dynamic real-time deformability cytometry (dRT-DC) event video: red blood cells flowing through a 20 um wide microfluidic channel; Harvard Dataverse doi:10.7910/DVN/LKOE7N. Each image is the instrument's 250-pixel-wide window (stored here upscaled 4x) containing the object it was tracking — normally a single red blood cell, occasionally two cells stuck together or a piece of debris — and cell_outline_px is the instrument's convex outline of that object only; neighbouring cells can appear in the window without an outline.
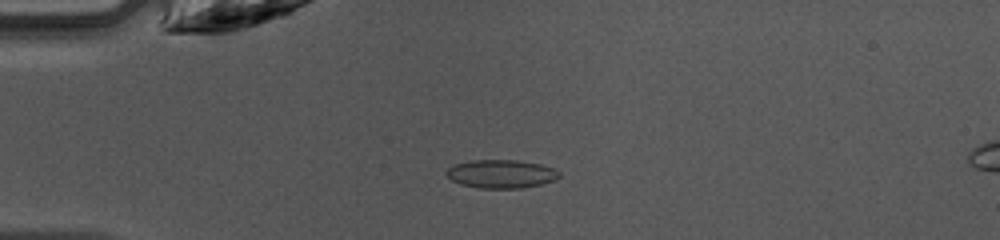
{"species": "common noctule bat (a hibernating species)", "species_latin": "Nyctalus noctula", "temperature_condition": "warm", "stored_images_in_passage": 47, "camera_frame_rate_fps": 3000, "um_per_image_px": 0.085, "animal": {"sex": "female", "body_mass_g": 10.0, "forearm_length_mm": 53.1}, "frame": {"image": 1, "passage_image": 12, "time_ms": 3.667, "image_size_px": [1000, 240], "cell_outline_px": [[560, 176], [556, 180], [540, 184], [520, 188], [480, 188], [460, 184], [452, 180], [444, 172], [452, 164], [472, 160], [516, 160], [540, 164], [556, 168], [560, 172]], "centroid_in_image_um": [42.6, 14.77], "position_along_channel_um": 42.4, "area_um2": 18.79}}
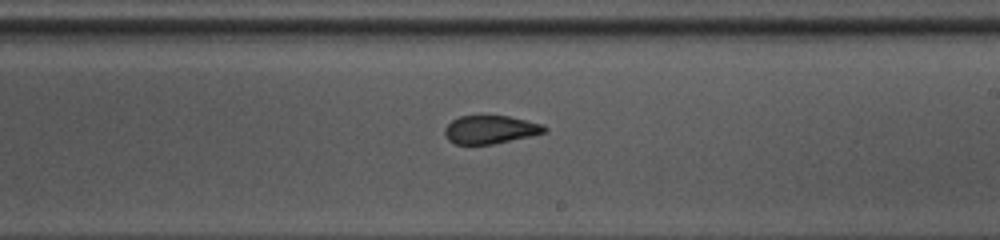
{"frame": {"image": 2, "passage_image": 28, "time_ms": 9.0, "image_size_px": [1000, 240], "cell_outline_px": [[548, 132], [532, 136], [492, 144], [456, 144], [448, 140], [444, 136], [444, 128], [452, 120], [460, 116], [508, 116], [544, 124], [548, 128]], "centroid_in_image_um": [41.71, 11.02], "position_along_channel_um": 247.3, "area_um2": 16.53}}
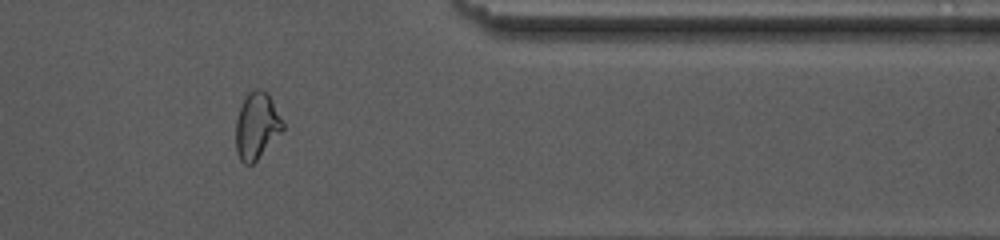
{"frame": {"image": 3, "passage_image": 39, "time_ms": 12.667, "image_size_px": [1000, 240], "cell_outline_px": [[284, 128], [256, 160], [252, 164], [244, 164], [240, 160], [236, 152], [236, 120], [240, 108], [248, 92], [256, 88], [260, 88], [268, 92], [284, 124]], "centroid_in_image_um": [21.81, 10.67], "position_along_channel_um": 389.6, "area_um2": 17.98}, "authors_computed_cell_mechanics": {"area_um2": 17.9758, "velocity_mm_per_s": 4.2325, "shape_relaxation_time_tau1_ms": 5.1925, "shape_relaxation_time_tau2_ms": 1.8112, "deformation_change_tau1": 0.1513, "deformation_change_tau2": 0.0769}}